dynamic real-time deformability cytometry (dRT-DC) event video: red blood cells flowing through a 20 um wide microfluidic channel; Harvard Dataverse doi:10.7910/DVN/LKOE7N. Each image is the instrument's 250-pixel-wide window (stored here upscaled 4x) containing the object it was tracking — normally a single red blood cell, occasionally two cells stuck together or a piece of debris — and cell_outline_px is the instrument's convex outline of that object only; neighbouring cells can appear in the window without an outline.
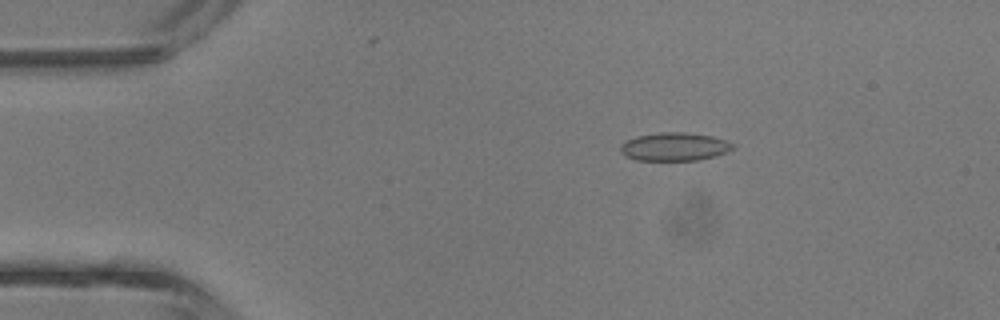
{"species": "common noctule bat (a hibernating species)", "species_latin": "Nyctalus noctula", "temperature_condition": "room temperature", "stored_images_in_passage": 39, "camera_frame_rate_fps": 3000, "um_per_image_px": 0.085, "animal": {"sex": "male", "body_mass_g": 13.3}, "frame": {"image": 1, "passage_image": 4, "time_ms": 1.0, "image_size_px": [1000, 320], "cell_outline_px": [[736, 148], [716, 156], [700, 160], [636, 160], [624, 156], [620, 152], [620, 144], [624, 140], [636, 136], [664, 132], [684, 132], [712, 136], [728, 140], [736, 144]], "centroid_in_image_um": [57.35, 12.47], "position_along_channel_um": 27.7, "area_um2": 18.84}}
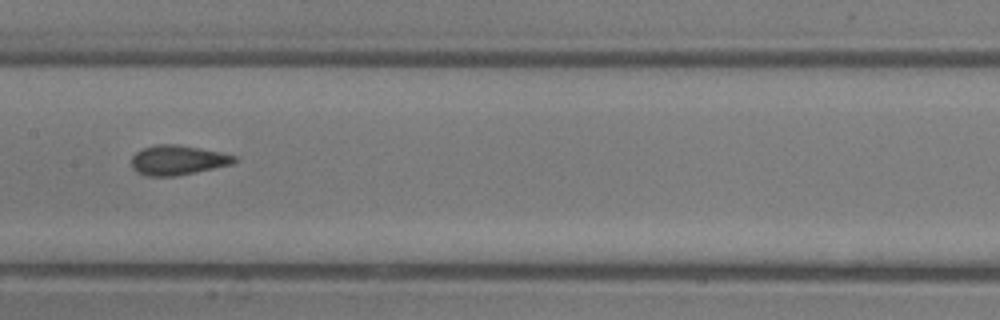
{"frame": {"image": 2, "passage_image": 18, "time_ms": 5.667, "image_size_px": [1000, 320], "cell_outline_px": [[236, 160], [232, 164], [176, 176], [148, 176], [136, 172], [132, 168], [132, 156], [136, 152], [144, 148], [156, 144], [176, 144], [200, 148], [220, 152], [236, 156]], "centroid_in_image_um": [15.08, 13.61], "position_along_channel_um": 192.3, "area_um2": 17.69}}
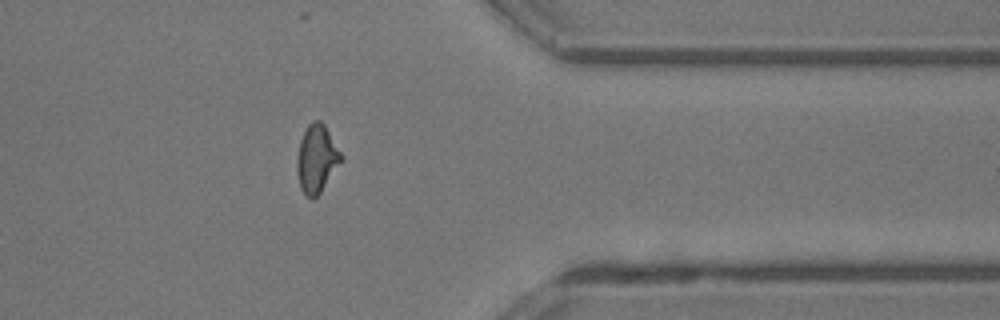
{"frame": {"image": 3, "passage_image": 31, "time_ms": 10.0, "image_size_px": [1000, 320], "cell_outline_px": [[344, 160], [320, 192], [312, 200], [300, 188], [296, 168], [296, 160], [300, 140], [308, 124], [312, 120], [320, 120], [324, 124], [344, 156]], "centroid_in_image_um": [26.94, 13.48], "position_along_channel_um": 384.5, "area_um2": 17.63}, "authors_computed_cell_mechanics": {"area_um2": 17.629, "velocity_mm_per_s": 4.7663, "shape_relaxation_time_tau1_ms": null, "shape_relaxation_time_tau2_ms": 1.0577, "deformation_change_tau1": null, "deformation_change_tau2": 0.0669}}